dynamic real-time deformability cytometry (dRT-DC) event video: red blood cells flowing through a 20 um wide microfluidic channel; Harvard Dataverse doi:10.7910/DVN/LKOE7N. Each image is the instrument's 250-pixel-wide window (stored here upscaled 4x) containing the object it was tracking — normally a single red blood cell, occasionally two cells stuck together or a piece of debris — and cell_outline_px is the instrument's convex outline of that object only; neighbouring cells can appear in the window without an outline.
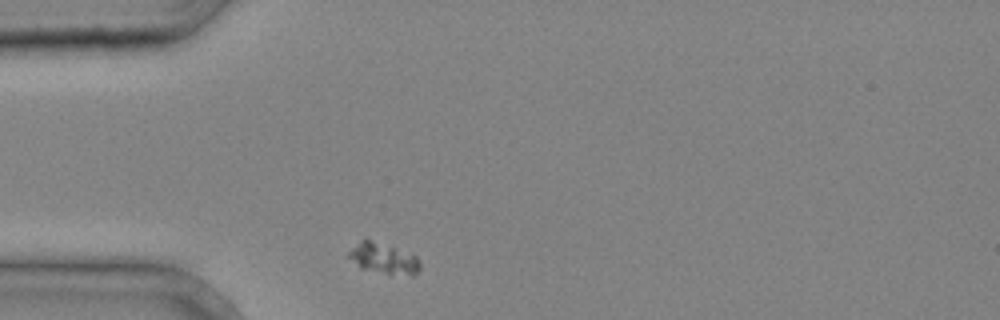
{"species": "common noctule bat (a hibernating species)", "species_latin": "Nyctalus noctula", "temperature_condition": "cold", "stored_images_in_passage": 1, "camera_frame_rate_fps": 3000, "um_per_image_px": 0.085, "animal": {"sex": "male", "body_mass_g": 20.4}, "frame": {"image": 1, "passage_image": 1, "time_ms": 0.0, "image_size_px": [1000, 320], "cell_outline_px": [[420, 268], [412, 276], [384, 272], [360, 268], [348, 256], [348, 252], [364, 236], [416, 256], [420, 264]], "centroid_in_image_um": [32.57, 21.93], "position_along_channel_um": 52.4, "area_um2": 12.54}}